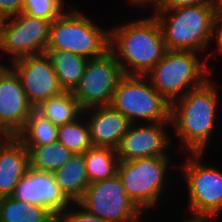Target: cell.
<instances>
[{
	"label": "cell",
	"instance_id": "6da1fadb",
	"mask_svg": "<svg viewBox=\"0 0 222 222\" xmlns=\"http://www.w3.org/2000/svg\"><path fill=\"white\" fill-rule=\"evenodd\" d=\"M216 85L208 79L171 103V128L188 153H205L212 140L220 106Z\"/></svg>",
	"mask_w": 222,
	"mask_h": 222
},
{
	"label": "cell",
	"instance_id": "7a4b0ae2",
	"mask_svg": "<svg viewBox=\"0 0 222 222\" xmlns=\"http://www.w3.org/2000/svg\"><path fill=\"white\" fill-rule=\"evenodd\" d=\"M109 51L123 74L146 75L166 52L162 29L152 14L109 28Z\"/></svg>",
	"mask_w": 222,
	"mask_h": 222
},
{
	"label": "cell",
	"instance_id": "3957f363",
	"mask_svg": "<svg viewBox=\"0 0 222 222\" xmlns=\"http://www.w3.org/2000/svg\"><path fill=\"white\" fill-rule=\"evenodd\" d=\"M162 29L167 50L204 53L213 47L212 6H183L167 11H152ZM204 51V52H203Z\"/></svg>",
	"mask_w": 222,
	"mask_h": 222
},
{
	"label": "cell",
	"instance_id": "277c9868",
	"mask_svg": "<svg viewBox=\"0 0 222 222\" xmlns=\"http://www.w3.org/2000/svg\"><path fill=\"white\" fill-rule=\"evenodd\" d=\"M193 51L166 50L163 58L145 75L153 88L170 104L213 77L208 60Z\"/></svg>",
	"mask_w": 222,
	"mask_h": 222
},
{
	"label": "cell",
	"instance_id": "5b68a950",
	"mask_svg": "<svg viewBox=\"0 0 222 222\" xmlns=\"http://www.w3.org/2000/svg\"><path fill=\"white\" fill-rule=\"evenodd\" d=\"M68 8L51 22L46 49L66 50L88 59L105 55L109 51L110 30L96 24L79 8Z\"/></svg>",
	"mask_w": 222,
	"mask_h": 222
},
{
	"label": "cell",
	"instance_id": "8992f818",
	"mask_svg": "<svg viewBox=\"0 0 222 222\" xmlns=\"http://www.w3.org/2000/svg\"><path fill=\"white\" fill-rule=\"evenodd\" d=\"M171 160L170 157H147L119 161L117 174L128 197L143 213L161 202L166 191L168 169L173 165Z\"/></svg>",
	"mask_w": 222,
	"mask_h": 222
},
{
	"label": "cell",
	"instance_id": "52a82bcc",
	"mask_svg": "<svg viewBox=\"0 0 222 222\" xmlns=\"http://www.w3.org/2000/svg\"><path fill=\"white\" fill-rule=\"evenodd\" d=\"M110 105L131 123L170 120L171 104L153 88L145 75L124 74L118 81Z\"/></svg>",
	"mask_w": 222,
	"mask_h": 222
},
{
	"label": "cell",
	"instance_id": "ba28073f",
	"mask_svg": "<svg viewBox=\"0 0 222 222\" xmlns=\"http://www.w3.org/2000/svg\"><path fill=\"white\" fill-rule=\"evenodd\" d=\"M204 153H187L179 167L188 191V211L195 214L222 213V171L203 164Z\"/></svg>",
	"mask_w": 222,
	"mask_h": 222
},
{
	"label": "cell",
	"instance_id": "9c48e42d",
	"mask_svg": "<svg viewBox=\"0 0 222 222\" xmlns=\"http://www.w3.org/2000/svg\"><path fill=\"white\" fill-rule=\"evenodd\" d=\"M77 203L109 222H141L144 218V213L128 197L118 174L90 183Z\"/></svg>",
	"mask_w": 222,
	"mask_h": 222
},
{
	"label": "cell",
	"instance_id": "30bf717a",
	"mask_svg": "<svg viewBox=\"0 0 222 222\" xmlns=\"http://www.w3.org/2000/svg\"><path fill=\"white\" fill-rule=\"evenodd\" d=\"M123 75L117 59L108 51L102 57L88 60L82 78L71 93L82 110L110 105Z\"/></svg>",
	"mask_w": 222,
	"mask_h": 222
},
{
	"label": "cell",
	"instance_id": "8fae6325",
	"mask_svg": "<svg viewBox=\"0 0 222 222\" xmlns=\"http://www.w3.org/2000/svg\"><path fill=\"white\" fill-rule=\"evenodd\" d=\"M49 20L29 16L25 13L5 18L0 37V50L12 60L43 53L46 50Z\"/></svg>",
	"mask_w": 222,
	"mask_h": 222
},
{
	"label": "cell",
	"instance_id": "7c38bea8",
	"mask_svg": "<svg viewBox=\"0 0 222 222\" xmlns=\"http://www.w3.org/2000/svg\"><path fill=\"white\" fill-rule=\"evenodd\" d=\"M171 120L156 123H131L116 149L119 161L147 157H171L173 137L168 132Z\"/></svg>",
	"mask_w": 222,
	"mask_h": 222
},
{
	"label": "cell",
	"instance_id": "4fadbf2b",
	"mask_svg": "<svg viewBox=\"0 0 222 222\" xmlns=\"http://www.w3.org/2000/svg\"><path fill=\"white\" fill-rule=\"evenodd\" d=\"M10 64L19 76L27 99L33 108L44 100L64 92L46 52L21 57Z\"/></svg>",
	"mask_w": 222,
	"mask_h": 222
},
{
	"label": "cell",
	"instance_id": "5bb4252c",
	"mask_svg": "<svg viewBox=\"0 0 222 222\" xmlns=\"http://www.w3.org/2000/svg\"><path fill=\"white\" fill-rule=\"evenodd\" d=\"M33 109L19 76L9 66L0 75V134L16 136Z\"/></svg>",
	"mask_w": 222,
	"mask_h": 222
},
{
	"label": "cell",
	"instance_id": "9a60e30c",
	"mask_svg": "<svg viewBox=\"0 0 222 222\" xmlns=\"http://www.w3.org/2000/svg\"><path fill=\"white\" fill-rule=\"evenodd\" d=\"M12 197L43 206L55 217L70 205L61 193L52 173L39 172L30 168L15 187Z\"/></svg>",
	"mask_w": 222,
	"mask_h": 222
},
{
	"label": "cell",
	"instance_id": "2e32d148",
	"mask_svg": "<svg viewBox=\"0 0 222 222\" xmlns=\"http://www.w3.org/2000/svg\"><path fill=\"white\" fill-rule=\"evenodd\" d=\"M89 127L91 143L95 147L117 149L131 122L111 105L83 110Z\"/></svg>",
	"mask_w": 222,
	"mask_h": 222
},
{
	"label": "cell",
	"instance_id": "e0dca14e",
	"mask_svg": "<svg viewBox=\"0 0 222 222\" xmlns=\"http://www.w3.org/2000/svg\"><path fill=\"white\" fill-rule=\"evenodd\" d=\"M28 169V149L15 136H3L0 139V198L13 195Z\"/></svg>",
	"mask_w": 222,
	"mask_h": 222
},
{
	"label": "cell",
	"instance_id": "ac0fdd59",
	"mask_svg": "<svg viewBox=\"0 0 222 222\" xmlns=\"http://www.w3.org/2000/svg\"><path fill=\"white\" fill-rule=\"evenodd\" d=\"M61 193L70 203H77L90 184L84 154H74L59 170L52 173Z\"/></svg>",
	"mask_w": 222,
	"mask_h": 222
},
{
	"label": "cell",
	"instance_id": "d6986e66",
	"mask_svg": "<svg viewBox=\"0 0 222 222\" xmlns=\"http://www.w3.org/2000/svg\"><path fill=\"white\" fill-rule=\"evenodd\" d=\"M51 65L64 91H72L84 74L88 58L66 50L46 49Z\"/></svg>",
	"mask_w": 222,
	"mask_h": 222
},
{
	"label": "cell",
	"instance_id": "ffe728a7",
	"mask_svg": "<svg viewBox=\"0 0 222 222\" xmlns=\"http://www.w3.org/2000/svg\"><path fill=\"white\" fill-rule=\"evenodd\" d=\"M0 222H56L45 207L10 197L0 198Z\"/></svg>",
	"mask_w": 222,
	"mask_h": 222
},
{
	"label": "cell",
	"instance_id": "44dd1931",
	"mask_svg": "<svg viewBox=\"0 0 222 222\" xmlns=\"http://www.w3.org/2000/svg\"><path fill=\"white\" fill-rule=\"evenodd\" d=\"M35 109L56 126L74 122L83 112L71 91L50 97Z\"/></svg>",
	"mask_w": 222,
	"mask_h": 222
},
{
	"label": "cell",
	"instance_id": "7402d4cb",
	"mask_svg": "<svg viewBox=\"0 0 222 222\" xmlns=\"http://www.w3.org/2000/svg\"><path fill=\"white\" fill-rule=\"evenodd\" d=\"M58 126L51 123L35 108L24 127L15 136L25 147L44 146L57 142Z\"/></svg>",
	"mask_w": 222,
	"mask_h": 222
},
{
	"label": "cell",
	"instance_id": "603a6c76",
	"mask_svg": "<svg viewBox=\"0 0 222 222\" xmlns=\"http://www.w3.org/2000/svg\"><path fill=\"white\" fill-rule=\"evenodd\" d=\"M26 148L29 152V168L39 172L53 173L74 155L58 141L44 146Z\"/></svg>",
	"mask_w": 222,
	"mask_h": 222
},
{
	"label": "cell",
	"instance_id": "cb8c5ba5",
	"mask_svg": "<svg viewBox=\"0 0 222 222\" xmlns=\"http://www.w3.org/2000/svg\"><path fill=\"white\" fill-rule=\"evenodd\" d=\"M83 154L89 183L117 174L119 158L115 149L92 146Z\"/></svg>",
	"mask_w": 222,
	"mask_h": 222
},
{
	"label": "cell",
	"instance_id": "d4e9b609",
	"mask_svg": "<svg viewBox=\"0 0 222 222\" xmlns=\"http://www.w3.org/2000/svg\"><path fill=\"white\" fill-rule=\"evenodd\" d=\"M57 141L73 154H82L93 145L85 117L81 115L74 122L58 126Z\"/></svg>",
	"mask_w": 222,
	"mask_h": 222
},
{
	"label": "cell",
	"instance_id": "484cf974",
	"mask_svg": "<svg viewBox=\"0 0 222 222\" xmlns=\"http://www.w3.org/2000/svg\"><path fill=\"white\" fill-rule=\"evenodd\" d=\"M65 0H24L23 13L53 22L64 11Z\"/></svg>",
	"mask_w": 222,
	"mask_h": 222
},
{
	"label": "cell",
	"instance_id": "4316f807",
	"mask_svg": "<svg viewBox=\"0 0 222 222\" xmlns=\"http://www.w3.org/2000/svg\"><path fill=\"white\" fill-rule=\"evenodd\" d=\"M56 222H109L89 213L78 203H70L69 207L56 216Z\"/></svg>",
	"mask_w": 222,
	"mask_h": 222
},
{
	"label": "cell",
	"instance_id": "83f0119b",
	"mask_svg": "<svg viewBox=\"0 0 222 222\" xmlns=\"http://www.w3.org/2000/svg\"><path fill=\"white\" fill-rule=\"evenodd\" d=\"M213 0H158L152 11H167L183 6H212Z\"/></svg>",
	"mask_w": 222,
	"mask_h": 222
},
{
	"label": "cell",
	"instance_id": "f1b7e54d",
	"mask_svg": "<svg viewBox=\"0 0 222 222\" xmlns=\"http://www.w3.org/2000/svg\"><path fill=\"white\" fill-rule=\"evenodd\" d=\"M213 39H214V42L216 43L215 45L217 46L215 49H213V52H210L209 50V53L207 54L209 55L207 57L208 62L210 61L209 57H212V55L214 57L218 56V53L222 50V15H214L213 29H212V42H213Z\"/></svg>",
	"mask_w": 222,
	"mask_h": 222
},
{
	"label": "cell",
	"instance_id": "f546056e",
	"mask_svg": "<svg viewBox=\"0 0 222 222\" xmlns=\"http://www.w3.org/2000/svg\"><path fill=\"white\" fill-rule=\"evenodd\" d=\"M24 0H0V13L4 18L19 15L23 12Z\"/></svg>",
	"mask_w": 222,
	"mask_h": 222
},
{
	"label": "cell",
	"instance_id": "4dcf8cb0",
	"mask_svg": "<svg viewBox=\"0 0 222 222\" xmlns=\"http://www.w3.org/2000/svg\"><path fill=\"white\" fill-rule=\"evenodd\" d=\"M191 218L188 217V219H184L182 222H210L211 219H216L217 215L212 214H195L191 213ZM213 217V218H212Z\"/></svg>",
	"mask_w": 222,
	"mask_h": 222
},
{
	"label": "cell",
	"instance_id": "1f68e13d",
	"mask_svg": "<svg viewBox=\"0 0 222 222\" xmlns=\"http://www.w3.org/2000/svg\"><path fill=\"white\" fill-rule=\"evenodd\" d=\"M158 0H127L126 2H129L128 5H132V6H137V7H144V9L147 7V8H150V6L152 8L155 7L156 3H157Z\"/></svg>",
	"mask_w": 222,
	"mask_h": 222
},
{
	"label": "cell",
	"instance_id": "d6a6232c",
	"mask_svg": "<svg viewBox=\"0 0 222 222\" xmlns=\"http://www.w3.org/2000/svg\"><path fill=\"white\" fill-rule=\"evenodd\" d=\"M212 8L214 15H222V0H213Z\"/></svg>",
	"mask_w": 222,
	"mask_h": 222
},
{
	"label": "cell",
	"instance_id": "836d02e7",
	"mask_svg": "<svg viewBox=\"0 0 222 222\" xmlns=\"http://www.w3.org/2000/svg\"><path fill=\"white\" fill-rule=\"evenodd\" d=\"M4 21H5V18L0 13V37H1V34H2V27H3Z\"/></svg>",
	"mask_w": 222,
	"mask_h": 222
},
{
	"label": "cell",
	"instance_id": "e575fe53",
	"mask_svg": "<svg viewBox=\"0 0 222 222\" xmlns=\"http://www.w3.org/2000/svg\"><path fill=\"white\" fill-rule=\"evenodd\" d=\"M8 67L9 65H3V63H0V75L5 72Z\"/></svg>",
	"mask_w": 222,
	"mask_h": 222
}]
</instances>
